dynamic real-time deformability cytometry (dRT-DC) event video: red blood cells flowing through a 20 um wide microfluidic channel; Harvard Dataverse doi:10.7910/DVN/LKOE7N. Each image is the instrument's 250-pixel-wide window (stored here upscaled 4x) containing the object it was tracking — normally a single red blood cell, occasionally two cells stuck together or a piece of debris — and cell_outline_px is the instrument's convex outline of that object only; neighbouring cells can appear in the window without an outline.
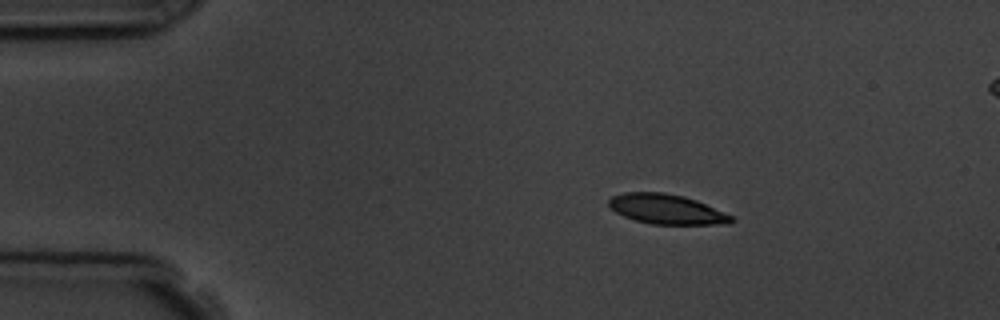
{"species": "common noctule bat (a hibernating species)", "species_latin": "Nyctalus noctula", "temperature_condition": "room temperature", "stored_images_in_passage": 4, "segment_of_instrument_passage": [1, 2], "camera_frame_rate_fps": 3000, "um_per_image_px": 0.085, "animal": {"sex": "male", "body_mass_g": 19.5, "forearm_length_mm": 54.6}, "frame": {"image": 1, "passage_image": 1, "time_ms": 0.0, "image_size_px": [1000, 320], "cell_outline_px": [[736, 220], [728, 224], [652, 224], [636, 220], [624, 216], [616, 212], [608, 204], [608, 200], [612, 196], [624, 192], [664, 192], [684, 196], [696, 200], [732, 216]], "centroid_in_image_um": [56.65, 17.77], "position_along_channel_um": 28.3, "area_um2": 21.15}}